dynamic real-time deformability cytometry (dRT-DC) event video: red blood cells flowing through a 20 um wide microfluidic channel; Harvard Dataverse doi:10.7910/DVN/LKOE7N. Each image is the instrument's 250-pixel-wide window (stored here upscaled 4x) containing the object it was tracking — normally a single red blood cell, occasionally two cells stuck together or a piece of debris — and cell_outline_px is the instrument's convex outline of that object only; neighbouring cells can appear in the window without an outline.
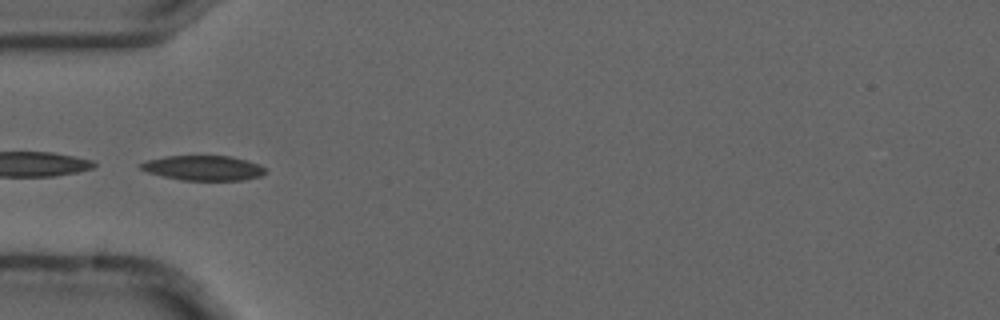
{"species": "common noctule bat (a hibernating species)", "species_latin": "Nyctalus noctula", "temperature_condition": "cold", "stored_images_in_passage": 8, "camera_frame_rate_fps": 3000, "um_per_image_px": 0.085, "animal": {"sex": "male", "forearm_length_mm": 52.5}, "frame": {"image": 1, "passage_image": 3, "time_ms": 0.667, "image_size_px": [1000, 320], "cell_outline_px": [[268, 172], [260, 176], [244, 180], [180, 180], [148, 172], [140, 168], [140, 164], [148, 160], [164, 156], [232, 156], [260, 164]], "centroid_in_image_um": [17.33, 14.27], "position_along_channel_um": 67.7, "area_um2": 18.03}}
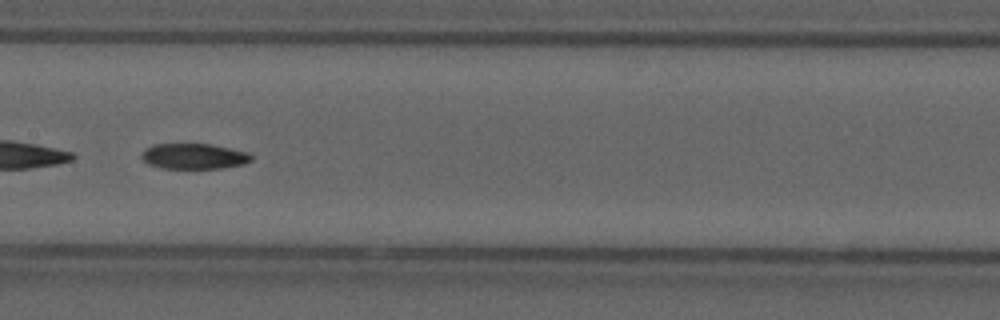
{"frame": {"image": 2, "passage_image": 6, "time_ms": 1.667, "image_size_px": [1000, 320], "cell_outline_px": [[252, 160], [244, 164], [220, 168], [160, 168], [148, 164], [140, 156], [144, 148], [152, 144], [212, 144], [248, 152], [252, 156]], "centroid_in_image_um": [16.46, 13.27], "position_along_channel_um": 190.9, "area_um2": 16.42}}
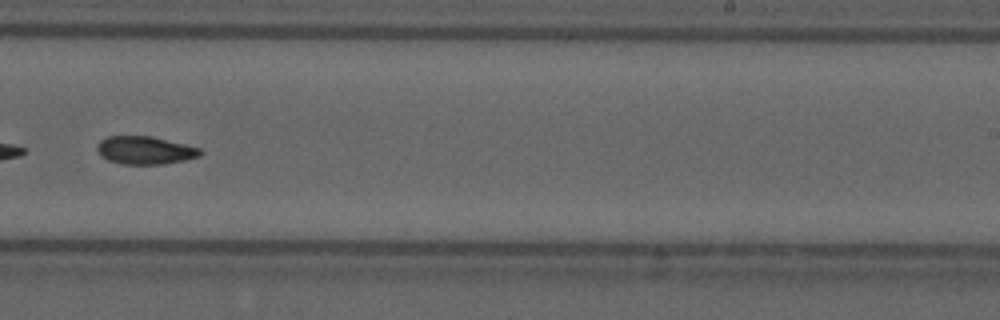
{"frame": {"image": 3, "passage_image": 8, "time_ms": 2.333, "image_size_px": [1000, 320], "cell_outline_px": [[204, 152], [200, 156], [184, 160], [164, 164], [120, 164], [108, 160], [100, 156], [96, 148], [100, 140], [108, 136], [152, 136], [200, 148]], "centroid_in_image_um": [12.32, 12.77], "position_along_channel_um": 276.7, "area_um2": 16.88}}